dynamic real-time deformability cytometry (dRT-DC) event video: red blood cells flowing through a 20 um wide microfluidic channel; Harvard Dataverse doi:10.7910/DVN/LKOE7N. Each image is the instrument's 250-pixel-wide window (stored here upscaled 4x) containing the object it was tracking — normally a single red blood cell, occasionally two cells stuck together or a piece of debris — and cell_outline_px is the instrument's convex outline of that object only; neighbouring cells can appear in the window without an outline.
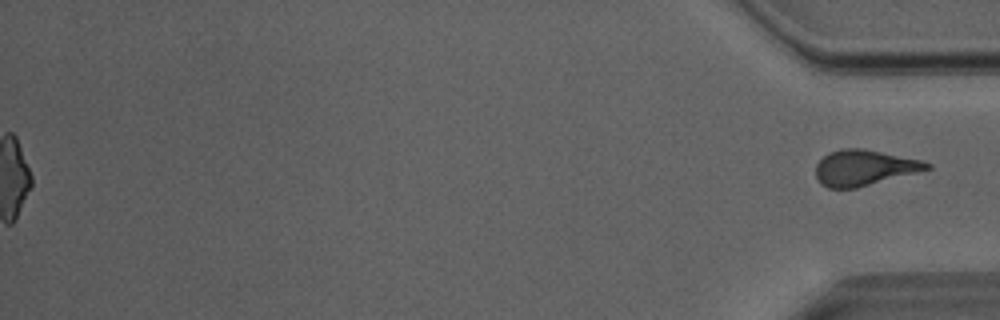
{"species": "Egyptian fruit bat (a non-hibernating species)", "species_latin": "Rousettus aegyptiacus", "temperature_condition": "room temperature", "stored_images_in_passage": 51, "segment_of_instrument_passage": [2, 2], "camera_frame_rate_fps": 3000, "um_per_image_px": 0.085, "animal": {"sex": "male"}, "frame": {"image": 1, "passage_image": 51, "time_ms": 16.667, "image_size_px": [1000, 320], "cell_outline_px": [[932, 168], [856, 188], [828, 188], [820, 184], [816, 176], [816, 164], [828, 152], [844, 148], [864, 148], [920, 160], [932, 164]], "centroid_in_image_um": [73.42, 14.25], "position_along_channel_um": 361.8, "area_um2": 22.95}}